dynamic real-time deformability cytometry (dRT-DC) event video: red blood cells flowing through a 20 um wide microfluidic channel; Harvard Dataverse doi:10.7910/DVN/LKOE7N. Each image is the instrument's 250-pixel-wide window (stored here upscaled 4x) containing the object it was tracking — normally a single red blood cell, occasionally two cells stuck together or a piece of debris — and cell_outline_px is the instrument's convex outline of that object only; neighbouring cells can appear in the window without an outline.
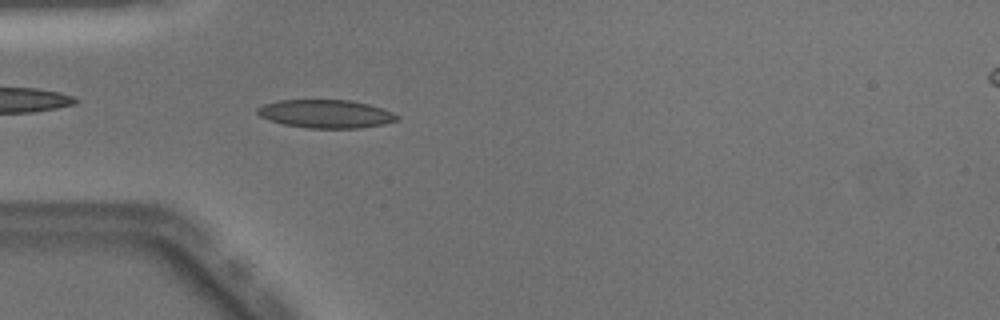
{"species": "Egyptian fruit bat (a non-hibernating species)", "species_latin": "Rousettus aegyptiacus", "temperature_condition": "warm", "stored_images_in_passage": 48, "camera_frame_rate_fps": 3000, "um_per_image_px": 0.085, "animal": {"sex": "male"}, "frame": {"image": 1, "passage_image": 14, "time_ms": 4.333, "image_size_px": [1000, 320], "cell_outline_px": [[400, 120], [384, 124], [360, 128], [308, 128], [284, 124], [260, 116], [256, 112], [256, 108], [264, 104], [280, 100], [352, 100], [384, 108], [400, 116]], "centroid_in_image_um": [27.75, 9.67], "position_along_channel_um": 57.2, "area_um2": 23.06}}
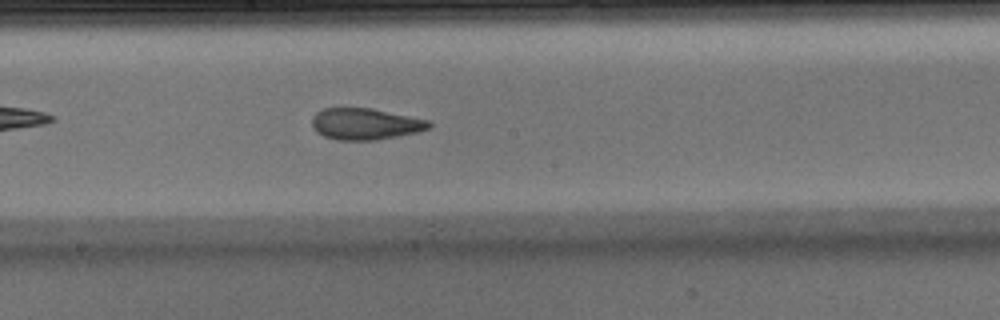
{"frame": {"image": 2, "passage_image": 26, "time_ms": 8.333, "image_size_px": [1000, 320], "cell_outline_px": [[432, 124], [428, 128], [416, 132], [396, 136], [372, 140], [340, 140], [324, 136], [316, 132], [312, 124], [312, 116], [316, 112], [324, 108], [372, 108], [428, 120]], "centroid_in_image_um": [31.01, 10.52], "position_along_channel_um": 217.2, "area_um2": 21.21}}
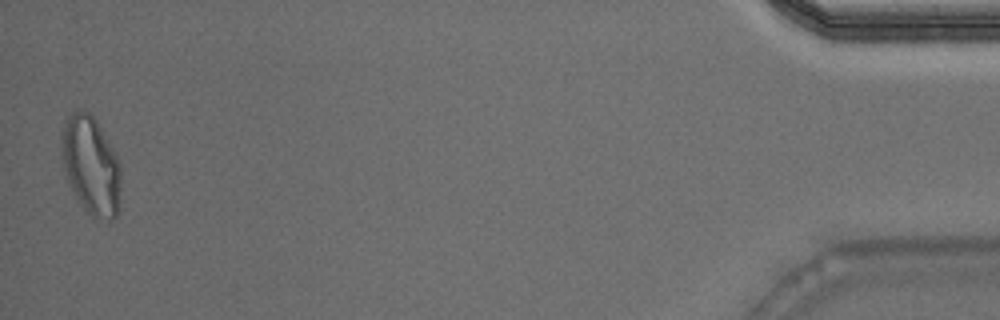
{"frame": {"image": 3, "passage_image": 48, "time_ms": 15.667, "image_size_px": [1000, 320], "cell_outline_px": [[120, 212], [112, 220], [96, 220], [80, 204], [68, 180], [64, 168], [60, 140], [60, 136], [68, 116], [72, 112], [92, 112], [112, 148], [120, 164]], "centroid_in_image_um": [7.75, 14.11], "position_along_channel_um": 427.4, "area_um2": 33.99}, "authors_computed_cell_mechanics": {"area_um2": 21.9929, "velocity_mm_per_s": 4.0748, "shape_relaxation_time_tau1_ms": 10.9829, "shape_relaxation_time_tau2_ms": 1.81, "deformation_change_tau1": 0.2753, "deformation_change_tau2": 0.0847}}